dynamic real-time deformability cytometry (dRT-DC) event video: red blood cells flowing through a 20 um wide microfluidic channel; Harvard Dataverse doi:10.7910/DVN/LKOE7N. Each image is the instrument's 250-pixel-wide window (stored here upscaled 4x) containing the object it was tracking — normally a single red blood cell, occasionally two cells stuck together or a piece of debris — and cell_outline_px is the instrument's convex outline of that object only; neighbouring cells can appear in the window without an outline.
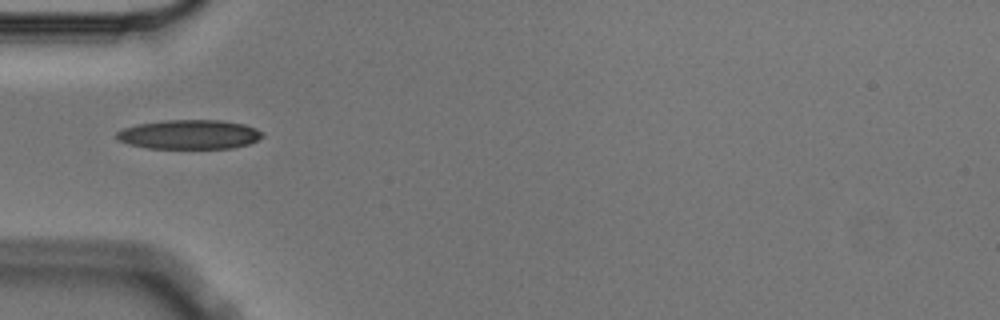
{"species": "Egyptian fruit bat (a non-hibernating species)", "species_latin": "Rousettus aegyptiacus", "temperature_condition": "cold", "stored_images_in_passage": 2, "camera_frame_rate_fps": 3000, "um_per_image_px": 0.085, "animal": {"sex": "male"}, "frame": {"image": 1, "passage_image": 1, "time_ms": 0.0, "image_size_px": [1000, 320], "cell_outline_px": [[264, 136], [248, 144], [232, 148], [148, 148], [128, 144], [116, 140], [116, 132], [124, 128], [140, 124], [164, 120], [220, 120], [244, 124], [256, 128], [264, 132]], "centroid_in_image_um": [16.1, 11.43], "position_along_channel_um": 68.9, "area_um2": 24.91}}
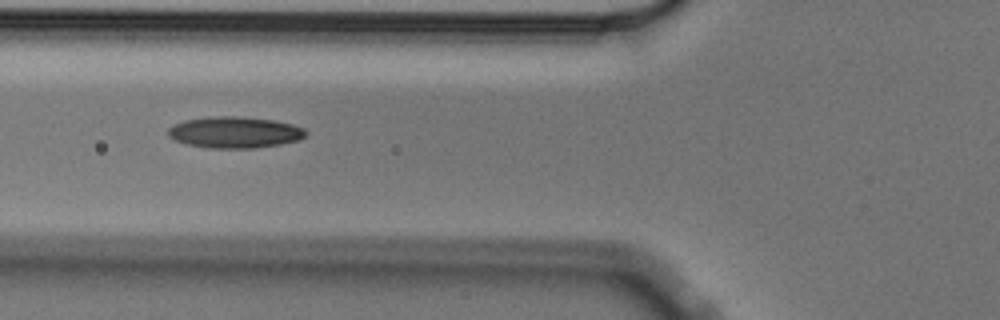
{"frame": {"image": 2, "passage_image": 2, "time_ms": 0.333, "image_size_px": [1000, 320], "cell_outline_px": [[308, 132], [300, 140], [280, 144], [252, 148], [208, 148], [188, 144], [176, 140], [168, 136], [168, 128], [172, 124], [184, 120], [216, 116], [240, 116], [276, 120], [292, 124], [304, 128]], "centroid_in_image_um": [19.96, 11.24], "position_along_channel_um": 105.8, "area_um2": 25.26}}